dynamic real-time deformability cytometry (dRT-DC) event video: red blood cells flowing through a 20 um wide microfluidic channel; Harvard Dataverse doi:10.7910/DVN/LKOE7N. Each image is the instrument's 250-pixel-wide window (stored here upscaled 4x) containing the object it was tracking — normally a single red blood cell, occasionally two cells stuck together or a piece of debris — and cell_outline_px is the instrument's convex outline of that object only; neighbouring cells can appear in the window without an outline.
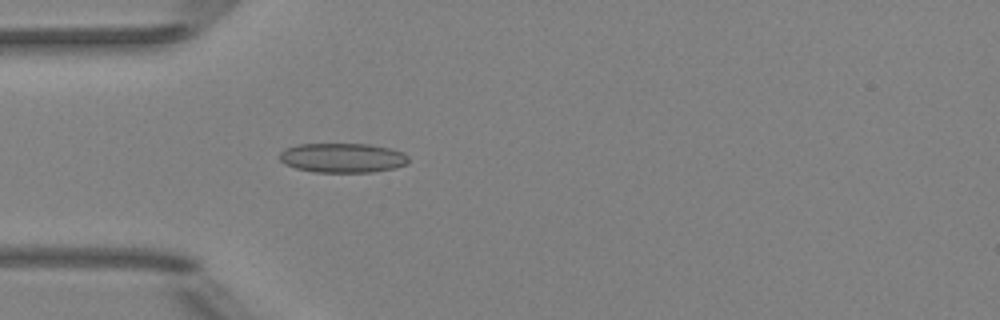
{"species": "Egyptian fruit bat (a non-hibernating species)", "species_latin": "Rousettus aegyptiacus", "temperature_condition": "room temperature", "stored_images_in_passage": 4, "camera_frame_rate_fps": 3000, "um_per_image_px": 0.085, "animal": {"sex": "female"}, "frame": {"image": 1, "passage_image": 4, "time_ms": 4.333, "image_size_px": [1000, 320], "cell_outline_px": [[408, 164], [396, 168], [372, 172], [312, 172], [296, 168], [284, 164], [280, 160], [280, 152], [288, 148], [300, 144], [368, 144], [392, 148], [404, 152], [408, 156]], "centroid_in_image_um": [29.16, 13.42], "position_along_channel_um": 55.8, "area_um2": 22.31}}